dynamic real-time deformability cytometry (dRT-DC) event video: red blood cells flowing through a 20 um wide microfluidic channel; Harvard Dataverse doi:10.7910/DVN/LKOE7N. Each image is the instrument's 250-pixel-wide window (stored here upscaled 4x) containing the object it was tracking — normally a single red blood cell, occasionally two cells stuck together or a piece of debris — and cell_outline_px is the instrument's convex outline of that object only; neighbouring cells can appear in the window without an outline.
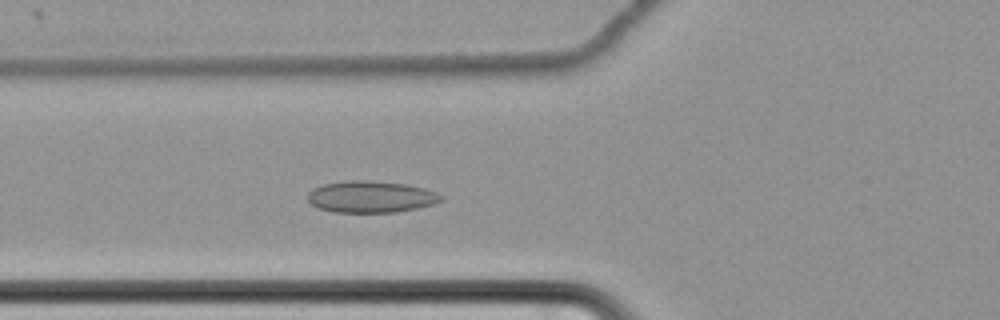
{"species": "common noctule bat (a hibernating species)", "species_latin": "Nyctalus noctula", "temperature_condition": "cold", "stored_images_in_passage": 61, "camera_frame_rate_fps": 3000, "um_per_image_px": 0.085, "animal": {"sex": "female", "body_mass_g": 22.7, "forearm_length_mm": 54.2}, "frame": {"image": 1, "passage_image": 24, "time_ms": 7.667, "image_size_px": [1000, 320], "cell_outline_px": [[444, 200], [436, 204], [396, 212], [332, 212], [316, 208], [308, 200], [308, 192], [312, 188], [324, 184], [352, 180], [364, 180], [408, 184], [424, 188], [436, 192], [444, 196]], "centroid_in_image_um": [31.55, 16.73], "position_along_channel_um": 94.3, "area_um2": 24.8}}
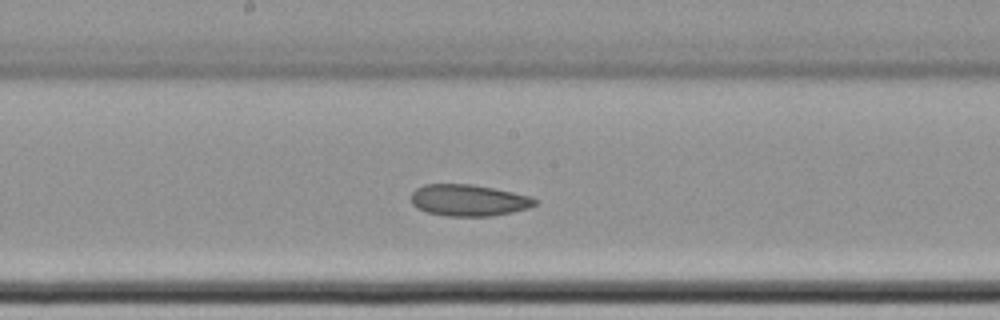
{"frame": {"image": 2, "passage_image": 34, "time_ms": 11.0, "image_size_px": [1000, 320], "cell_outline_px": [[540, 200], [536, 204], [528, 208], [512, 212], [492, 216], [448, 216], [428, 212], [416, 208], [412, 204], [412, 192], [416, 188], [424, 184], [472, 184], [532, 196]], "centroid_in_image_um": [39.85, 17.02], "position_along_channel_um": 208.3, "area_um2": 22.83}}
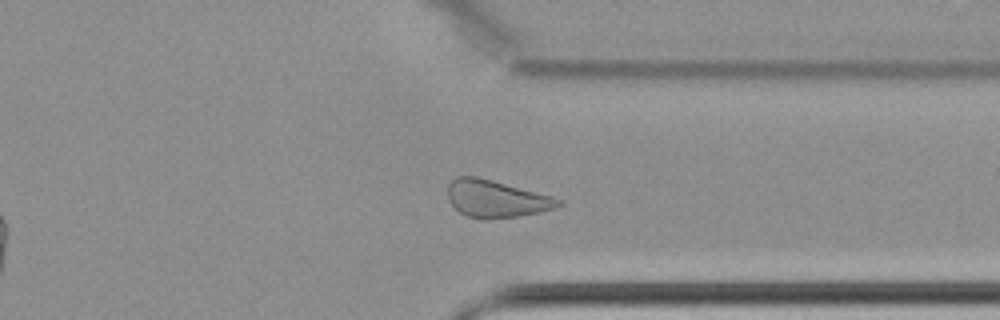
{"frame": {"image": 3, "passage_image": 48, "time_ms": 15.667, "image_size_px": [1000, 320], "cell_outline_px": [[564, 204], [556, 208], [540, 212], [516, 216], [488, 220], [480, 220], [468, 216], [460, 212], [448, 200], [448, 184], [456, 176], [476, 176], [492, 180], [552, 196], [564, 200]], "centroid_in_image_um": [42.19, 16.9], "position_along_channel_um": 369.2, "area_um2": 24.16}}